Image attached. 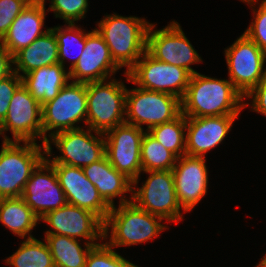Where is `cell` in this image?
<instances>
[{"mask_svg":"<svg viewBox=\"0 0 266 267\" xmlns=\"http://www.w3.org/2000/svg\"><path fill=\"white\" fill-rule=\"evenodd\" d=\"M244 97L229 79H217L203 74H192L181 100L186 117L238 116L244 107Z\"/></svg>","mask_w":266,"mask_h":267,"instance_id":"cell-1","label":"cell"},{"mask_svg":"<svg viewBox=\"0 0 266 267\" xmlns=\"http://www.w3.org/2000/svg\"><path fill=\"white\" fill-rule=\"evenodd\" d=\"M151 23L135 16L105 15L95 29L109 47L114 62L128 72L147 50V33Z\"/></svg>","mask_w":266,"mask_h":267,"instance_id":"cell-2","label":"cell"},{"mask_svg":"<svg viewBox=\"0 0 266 267\" xmlns=\"http://www.w3.org/2000/svg\"><path fill=\"white\" fill-rule=\"evenodd\" d=\"M161 217L139 208L132 201L111 207L104 221V240L111 247L131 246L148 242L168 229ZM111 228V229H109ZM111 230V234L109 232Z\"/></svg>","mask_w":266,"mask_h":267,"instance_id":"cell-3","label":"cell"},{"mask_svg":"<svg viewBox=\"0 0 266 267\" xmlns=\"http://www.w3.org/2000/svg\"><path fill=\"white\" fill-rule=\"evenodd\" d=\"M0 150V199L21 197L32 171L45 158V145L3 140ZM23 143L22 145H20Z\"/></svg>","mask_w":266,"mask_h":267,"instance_id":"cell-4","label":"cell"},{"mask_svg":"<svg viewBox=\"0 0 266 267\" xmlns=\"http://www.w3.org/2000/svg\"><path fill=\"white\" fill-rule=\"evenodd\" d=\"M107 81L86 83V125L94 133L105 134L125 123L127 88L122 80L117 81L114 77Z\"/></svg>","mask_w":266,"mask_h":267,"instance_id":"cell-5","label":"cell"},{"mask_svg":"<svg viewBox=\"0 0 266 267\" xmlns=\"http://www.w3.org/2000/svg\"><path fill=\"white\" fill-rule=\"evenodd\" d=\"M86 116V83L70 81L59 91L55 99L42 105L41 143L45 145L47 139L57 132L81 128L76 124L80 121L86 124Z\"/></svg>","mask_w":266,"mask_h":267,"instance_id":"cell-6","label":"cell"},{"mask_svg":"<svg viewBox=\"0 0 266 267\" xmlns=\"http://www.w3.org/2000/svg\"><path fill=\"white\" fill-rule=\"evenodd\" d=\"M182 114L178 97L138 86L126 91L125 123L148 132L152 127L171 122Z\"/></svg>","mask_w":266,"mask_h":267,"instance_id":"cell-7","label":"cell"},{"mask_svg":"<svg viewBox=\"0 0 266 267\" xmlns=\"http://www.w3.org/2000/svg\"><path fill=\"white\" fill-rule=\"evenodd\" d=\"M93 132L91 128L84 130L81 127L53 134L45 143V159L49 163L81 168L102 159L105 156V137L102 133L96 132V136ZM52 143L61 152L60 156L52 158Z\"/></svg>","mask_w":266,"mask_h":267,"instance_id":"cell-8","label":"cell"},{"mask_svg":"<svg viewBox=\"0 0 266 267\" xmlns=\"http://www.w3.org/2000/svg\"><path fill=\"white\" fill-rule=\"evenodd\" d=\"M142 172L149 176L141 187L132 185L131 201L168 223L182 221L184 216L177 199L172 170Z\"/></svg>","mask_w":266,"mask_h":267,"instance_id":"cell-9","label":"cell"},{"mask_svg":"<svg viewBox=\"0 0 266 267\" xmlns=\"http://www.w3.org/2000/svg\"><path fill=\"white\" fill-rule=\"evenodd\" d=\"M124 74L128 82L139 88L168 93L181 100L191 77L186 69L158 61L147 51Z\"/></svg>","mask_w":266,"mask_h":267,"instance_id":"cell-10","label":"cell"},{"mask_svg":"<svg viewBox=\"0 0 266 267\" xmlns=\"http://www.w3.org/2000/svg\"><path fill=\"white\" fill-rule=\"evenodd\" d=\"M224 52L228 79L245 97L266 75V53L244 33Z\"/></svg>","mask_w":266,"mask_h":267,"instance_id":"cell-11","label":"cell"},{"mask_svg":"<svg viewBox=\"0 0 266 267\" xmlns=\"http://www.w3.org/2000/svg\"><path fill=\"white\" fill-rule=\"evenodd\" d=\"M150 24L147 33V52L156 60L186 69L191 75L198 73L190 65L201 63L202 58L185 36L180 24L173 20L162 29Z\"/></svg>","mask_w":266,"mask_h":267,"instance_id":"cell-12","label":"cell"},{"mask_svg":"<svg viewBox=\"0 0 266 267\" xmlns=\"http://www.w3.org/2000/svg\"><path fill=\"white\" fill-rule=\"evenodd\" d=\"M145 132V129L124 123L104 134L106 157L132 185H138L142 172L140 150Z\"/></svg>","mask_w":266,"mask_h":267,"instance_id":"cell-13","label":"cell"},{"mask_svg":"<svg viewBox=\"0 0 266 267\" xmlns=\"http://www.w3.org/2000/svg\"><path fill=\"white\" fill-rule=\"evenodd\" d=\"M40 220L53 230L49 229L45 234L65 235L80 241L84 239L94 246L100 244L94 241L104 240V222L93 212L78 206L67 203L48 212Z\"/></svg>","mask_w":266,"mask_h":267,"instance_id":"cell-14","label":"cell"},{"mask_svg":"<svg viewBox=\"0 0 266 267\" xmlns=\"http://www.w3.org/2000/svg\"><path fill=\"white\" fill-rule=\"evenodd\" d=\"M3 134L11 131L16 142H35L42 138V105L21 84L15 91L1 122Z\"/></svg>","mask_w":266,"mask_h":267,"instance_id":"cell-15","label":"cell"},{"mask_svg":"<svg viewBox=\"0 0 266 267\" xmlns=\"http://www.w3.org/2000/svg\"><path fill=\"white\" fill-rule=\"evenodd\" d=\"M21 197L39 219L67 204L54 167L45 158L32 171Z\"/></svg>","mask_w":266,"mask_h":267,"instance_id":"cell-16","label":"cell"},{"mask_svg":"<svg viewBox=\"0 0 266 267\" xmlns=\"http://www.w3.org/2000/svg\"><path fill=\"white\" fill-rule=\"evenodd\" d=\"M50 164L54 167L67 203L93 212L104 222L111 207L99 195L95 185L85 176L83 168L61 163Z\"/></svg>","mask_w":266,"mask_h":267,"instance_id":"cell-17","label":"cell"},{"mask_svg":"<svg viewBox=\"0 0 266 267\" xmlns=\"http://www.w3.org/2000/svg\"><path fill=\"white\" fill-rule=\"evenodd\" d=\"M119 69L111 57L108 45L94 29L88 32L82 55L69 70V77L73 82H96L111 78Z\"/></svg>","mask_w":266,"mask_h":267,"instance_id":"cell-18","label":"cell"},{"mask_svg":"<svg viewBox=\"0 0 266 267\" xmlns=\"http://www.w3.org/2000/svg\"><path fill=\"white\" fill-rule=\"evenodd\" d=\"M206 158L182 155L177 158L172 173L177 199L184 212L192 211L207 194L208 169Z\"/></svg>","mask_w":266,"mask_h":267,"instance_id":"cell-19","label":"cell"},{"mask_svg":"<svg viewBox=\"0 0 266 267\" xmlns=\"http://www.w3.org/2000/svg\"><path fill=\"white\" fill-rule=\"evenodd\" d=\"M237 117H186V155L205 157L224 141Z\"/></svg>","mask_w":266,"mask_h":267,"instance_id":"cell-20","label":"cell"},{"mask_svg":"<svg viewBox=\"0 0 266 267\" xmlns=\"http://www.w3.org/2000/svg\"><path fill=\"white\" fill-rule=\"evenodd\" d=\"M45 9V1H31L12 22L7 34L0 41L12 56L49 31L50 28L43 30Z\"/></svg>","mask_w":266,"mask_h":267,"instance_id":"cell-21","label":"cell"},{"mask_svg":"<svg viewBox=\"0 0 266 267\" xmlns=\"http://www.w3.org/2000/svg\"><path fill=\"white\" fill-rule=\"evenodd\" d=\"M85 176L95 185L102 199L110 206H115L114 200L119 197V205L131 202L126 193H132V181L115 169L106 155L83 167Z\"/></svg>","mask_w":266,"mask_h":267,"instance_id":"cell-22","label":"cell"},{"mask_svg":"<svg viewBox=\"0 0 266 267\" xmlns=\"http://www.w3.org/2000/svg\"><path fill=\"white\" fill-rule=\"evenodd\" d=\"M67 71V72H66ZM69 70L60 63L34 69L22 76V84L41 105L55 99L70 82Z\"/></svg>","mask_w":266,"mask_h":267,"instance_id":"cell-23","label":"cell"},{"mask_svg":"<svg viewBox=\"0 0 266 267\" xmlns=\"http://www.w3.org/2000/svg\"><path fill=\"white\" fill-rule=\"evenodd\" d=\"M58 63L57 40L53 31L49 29L13 56V71L22 77L34 69Z\"/></svg>","mask_w":266,"mask_h":267,"instance_id":"cell-24","label":"cell"},{"mask_svg":"<svg viewBox=\"0 0 266 267\" xmlns=\"http://www.w3.org/2000/svg\"><path fill=\"white\" fill-rule=\"evenodd\" d=\"M40 219L24 202L22 197L0 199V222L11 232L23 239L34 238L31 231Z\"/></svg>","mask_w":266,"mask_h":267,"instance_id":"cell-25","label":"cell"},{"mask_svg":"<svg viewBox=\"0 0 266 267\" xmlns=\"http://www.w3.org/2000/svg\"><path fill=\"white\" fill-rule=\"evenodd\" d=\"M44 238L55 267H85L88 254L94 246L85 242L82 248L79 240L65 235L45 234Z\"/></svg>","mask_w":266,"mask_h":267,"instance_id":"cell-26","label":"cell"},{"mask_svg":"<svg viewBox=\"0 0 266 267\" xmlns=\"http://www.w3.org/2000/svg\"><path fill=\"white\" fill-rule=\"evenodd\" d=\"M5 263L13 267H55L49 247L34 238L25 239Z\"/></svg>","mask_w":266,"mask_h":267,"instance_id":"cell-27","label":"cell"},{"mask_svg":"<svg viewBox=\"0 0 266 267\" xmlns=\"http://www.w3.org/2000/svg\"><path fill=\"white\" fill-rule=\"evenodd\" d=\"M67 24V26L64 25L65 28L61 26H54L50 29L53 31L57 40L59 63L63 67H65V60H67V58H71L72 62L69 68L70 70L76 65L78 59L82 55V51L85 47L86 36L88 33L84 32L85 30H83L82 28H78L75 23Z\"/></svg>","mask_w":266,"mask_h":267,"instance_id":"cell-28","label":"cell"},{"mask_svg":"<svg viewBox=\"0 0 266 267\" xmlns=\"http://www.w3.org/2000/svg\"><path fill=\"white\" fill-rule=\"evenodd\" d=\"M186 116L152 127L148 133L177 158L186 154Z\"/></svg>","mask_w":266,"mask_h":267,"instance_id":"cell-29","label":"cell"},{"mask_svg":"<svg viewBox=\"0 0 266 267\" xmlns=\"http://www.w3.org/2000/svg\"><path fill=\"white\" fill-rule=\"evenodd\" d=\"M142 171L172 170L177 157L164 148L147 131L141 141Z\"/></svg>","mask_w":266,"mask_h":267,"instance_id":"cell-30","label":"cell"},{"mask_svg":"<svg viewBox=\"0 0 266 267\" xmlns=\"http://www.w3.org/2000/svg\"><path fill=\"white\" fill-rule=\"evenodd\" d=\"M85 267H139L119 255L106 242L93 246Z\"/></svg>","mask_w":266,"mask_h":267,"instance_id":"cell-31","label":"cell"},{"mask_svg":"<svg viewBox=\"0 0 266 267\" xmlns=\"http://www.w3.org/2000/svg\"><path fill=\"white\" fill-rule=\"evenodd\" d=\"M250 5L253 9L254 18L251 24L244 31V34L251 39L262 51L266 53V1L261 0H240ZM258 9L255 4L259 3ZM255 3V4H254Z\"/></svg>","mask_w":266,"mask_h":267,"instance_id":"cell-32","label":"cell"},{"mask_svg":"<svg viewBox=\"0 0 266 267\" xmlns=\"http://www.w3.org/2000/svg\"><path fill=\"white\" fill-rule=\"evenodd\" d=\"M49 11H53L56 18H62L67 23H75L85 18L88 11V0H49Z\"/></svg>","mask_w":266,"mask_h":267,"instance_id":"cell-33","label":"cell"},{"mask_svg":"<svg viewBox=\"0 0 266 267\" xmlns=\"http://www.w3.org/2000/svg\"><path fill=\"white\" fill-rule=\"evenodd\" d=\"M32 0H0V41L7 34L12 22Z\"/></svg>","mask_w":266,"mask_h":267,"instance_id":"cell-34","label":"cell"},{"mask_svg":"<svg viewBox=\"0 0 266 267\" xmlns=\"http://www.w3.org/2000/svg\"><path fill=\"white\" fill-rule=\"evenodd\" d=\"M21 84L22 77L14 71L0 79V122L5 119L12 96Z\"/></svg>","mask_w":266,"mask_h":267,"instance_id":"cell-35","label":"cell"},{"mask_svg":"<svg viewBox=\"0 0 266 267\" xmlns=\"http://www.w3.org/2000/svg\"><path fill=\"white\" fill-rule=\"evenodd\" d=\"M250 98L252 101L251 111L260 113L266 116V75L265 77L258 83L256 87H254L245 97L244 99ZM253 99V100H252Z\"/></svg>","mask_w":266,"mask_h":267,"instance_id":"cell-36","label":"cell"},{"mask_svg":"<svg viewBox=\"0 0 266 267\" xmlns=\"http://www.w3.org/2000/svg\"><path fill=\"white\" fill-rule=\"evenodd\" d=\"M13 72V56L0 44V79Z\"/></svg>","mask_w":266,"mask_h":267,"instance_id":"cell-37","label":"cell"},{"mask_svg":"<svg viewBox=\"0 0 266 267\" xmlns=\"http://www.w3.org/2000/svg\"><path fill=\"white\" fill-rule=\"evenodd\" d=\"M256 267H266V254L262 257V260L256 265Z\"/></svg>","mask_w":266,"mask_h":267,"instance_id":"cell-38","label":"cell"},{"mask_svg":"<svg viewBox=\"0 0 266 267\" xmlns=\"http://www.w3.org/2000/svg\"><path fill=\"white\" fill-rule=\"evenodd\" d=\"M0 135H3L2 138L3 140H6V141H13L12 139L9 138V136H6L5 134H3V131H2V124L0 122Z\"/></svg>","mask_w":266,"mask_h":267,"instance_id":"cell-39","label":"cell"}]
</instances>
